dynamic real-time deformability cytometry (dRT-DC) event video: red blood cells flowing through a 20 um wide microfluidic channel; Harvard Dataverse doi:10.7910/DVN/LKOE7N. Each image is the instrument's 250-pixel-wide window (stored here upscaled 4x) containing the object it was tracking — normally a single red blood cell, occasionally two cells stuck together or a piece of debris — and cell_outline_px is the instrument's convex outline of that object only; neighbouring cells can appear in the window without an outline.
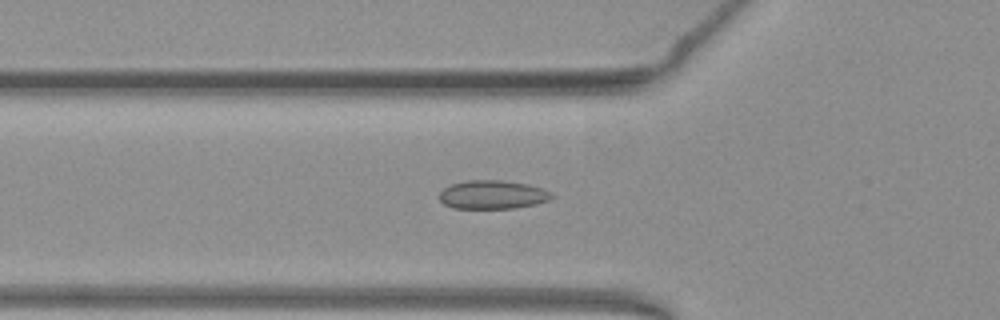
{"species": "common noctule bat (a hibernating species)", "species_latin": "Nyctalus noctula", "temperature_condition": "warm", "stored_images_in_passage": 48, "camera_frame_rate_fps": 3000, "um_per_image_px": 0.085, "animal": {"sex": "female", "body_mass_g": 19.3, "forearm_length_mm": 54.1}, "frame": {"image": 1, "passage_image": 15, "time_ms": 4.667, "image_size_px": [1000, 320], "cell_outline_px": [[556, 196], [548, 200], [536, 204], [516, 208], [452, 208], [444, 204], [440, 200], [440, 192], [444, 188], [452, 184], [468, 180], [504, 180], [528, 184], [544, 188], [552, 192]], "centroid_in_image_um": [41.92, 16.54], "position_along_channel_um": 83.9, "area_um2": 18.9}}
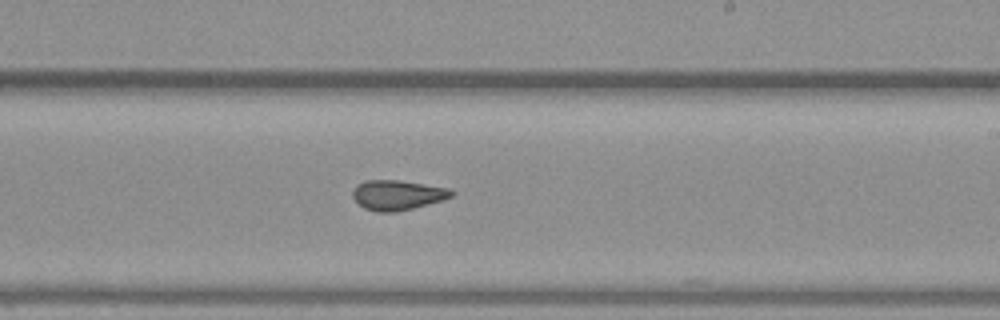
{"frame": {"image": 2, "passage_image": 28, "time_ms": 9.0, "image_size_px": [1000, 320], "cell_outline_px": [[456, 192], [452, 196], [444, 200], [396, 212], [376, 212], [364, 208], [352, 196], [352, 192], [356, 184], [364, 180], [396, 180], [448, 188]], "centroid_in_image_um": [33.77, 16.58], "position_along_channel_um": 255.2, "area_um2": 17.17}}
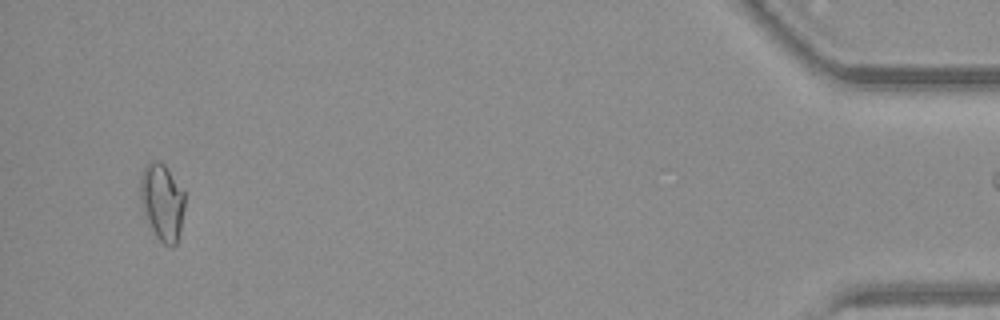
{"frame": {"image": 3, "passage_image": 47, "time_ms": 15.333, "image_size_px": [1000, 320], "cell_outline_px": [[184, 208], [180, 232], [176, 244], [172, 248], [164, 244], [156, 236], [144, 216], [140, 200], [140, 180], [144, 168], [152, 160], [160, 160], [164, 164], [184, 188]], "centroid_in_image_um": [13.79, 17.16], "position_along_channel_um": 421.4, "area_um2": 20.17}}